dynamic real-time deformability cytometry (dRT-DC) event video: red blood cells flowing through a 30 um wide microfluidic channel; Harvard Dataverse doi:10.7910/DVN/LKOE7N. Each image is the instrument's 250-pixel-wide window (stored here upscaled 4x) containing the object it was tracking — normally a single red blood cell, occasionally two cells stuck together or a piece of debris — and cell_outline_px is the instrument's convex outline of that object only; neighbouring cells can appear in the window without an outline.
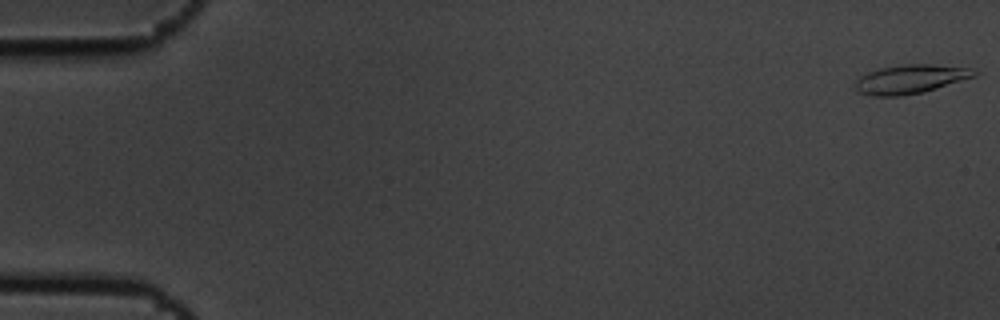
{"species": "common noctule bat (a hibernating species)", "species_latin": "Nyctalus noctula", "temperature_condition": "cold", "stored_images_in_passage": 6, "camera_frame_rate_fps": 3000, "um_per_image_px": 0.085, "animal": {"sex": "male", "body_mass_g": 19.5, "forearm_length_mm": 54.6}, "frame": {"image": 1, "passage_image": 1, "time_ms": 0.0, "image_size_px": [1000, 320], "cell_outline_px": [[980, 72], [976, 76], [924, 92], [900, 96], [872, 96], [860, 92], [856, 88], [856, 80], [860, 76], [868, 72], [880, 68], [904, 64], [932, 64], [976, 68]], "centroid_in_image_um": [77.45, 6.71], "position_along_channel_um": 7.5, "area_um2": 20.17}}
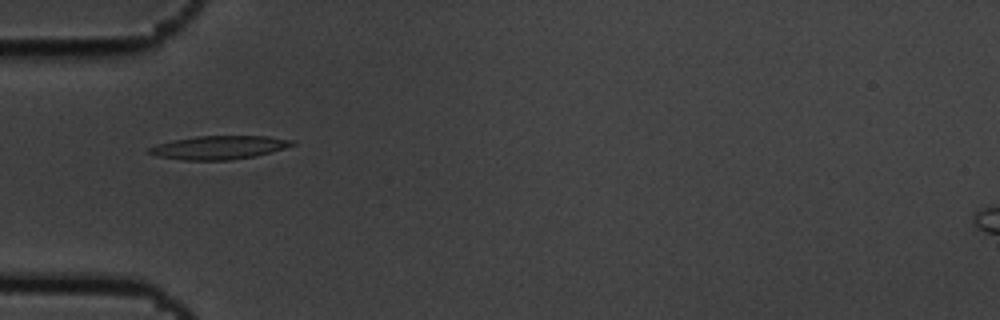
{"frame": {"image": 2, "passage_image": 6, "time_ms": 1.667, "image_size_px": [1000, 320], "cell_outline_px": [[296, 144], [284, 148], [256, 156], [228, 160], [184, 160], [156, 156], [148, 152], [148, 148], [156, 144], [196, 136], [268, 136], [296, 140]], "centroid_in_image_um": [18.65, 12.53], "position_along_channel_um": 66.4, "area_um2": 19.54}}